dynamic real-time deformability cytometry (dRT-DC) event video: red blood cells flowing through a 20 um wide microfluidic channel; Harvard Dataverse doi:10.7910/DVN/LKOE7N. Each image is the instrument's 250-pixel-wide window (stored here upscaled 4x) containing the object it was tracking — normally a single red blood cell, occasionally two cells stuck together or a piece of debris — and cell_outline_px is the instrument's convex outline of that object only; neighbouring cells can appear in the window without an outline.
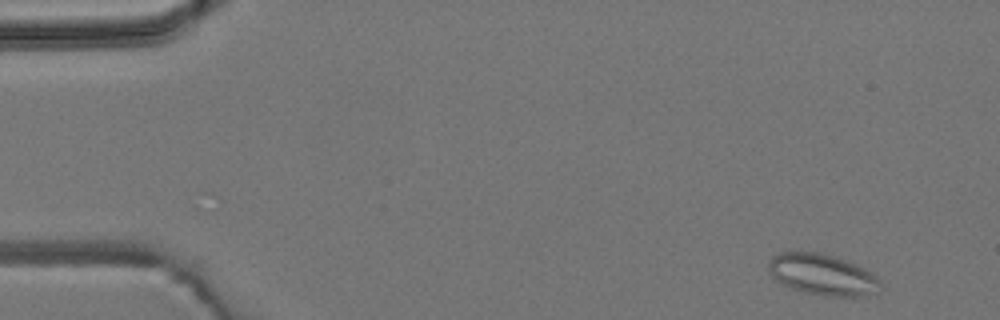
{"species": "common noctule bat (a hibernating species)", "species_latin": "Nyctalus noctula", "temperature_condition": "room temperature", "stored_images_in_passage": 6, "camera_frame_rate_fps": 3000, "um_per_image_px": 0.085, "animal": {"sex": "male", "body_mass_g": 19.2, "forearm_length_mm": 51.8}, "frame": {"image": 1, "passage_image": 1, "time_ms": 0.0, "image_size_px": [1000, 320], "cell_outline_px": [[884, 288], [876, 292], [864, 296], [824, 296], [804, 292], [780, 284], [768, 272], [768, 264], [772, 256], [780, 252], [820, 252], [856, 264], [864, 268], [876, 276], [880, 280]], "centroid_in_image_um": [69.91, 23.35], "position_along_channel_um": 15.1, "area_um2": 26.99}}
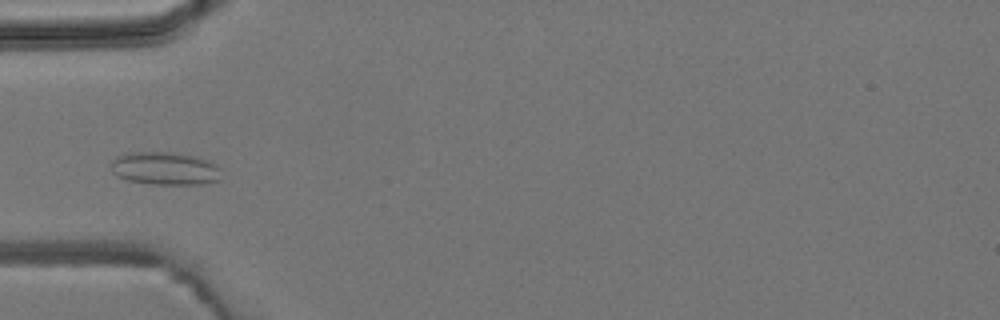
{"frame": {"image": 2, "passage_image": 5, "time_ms": 4.333, "image_size_px": [1000, 320], "cell_outline_px": [[220, 180], [200, 184], [152, 184], [128, 180], [116, 176], [112, 172], [112, 160], [116, 156], [128, 152], [172, 152], [196, 156], [212, 160], [220, 168]], "centroid_in_image_um": [14.04, 14.31], "position_along_channel_um": 71.0, "area_um2": 21.44}}